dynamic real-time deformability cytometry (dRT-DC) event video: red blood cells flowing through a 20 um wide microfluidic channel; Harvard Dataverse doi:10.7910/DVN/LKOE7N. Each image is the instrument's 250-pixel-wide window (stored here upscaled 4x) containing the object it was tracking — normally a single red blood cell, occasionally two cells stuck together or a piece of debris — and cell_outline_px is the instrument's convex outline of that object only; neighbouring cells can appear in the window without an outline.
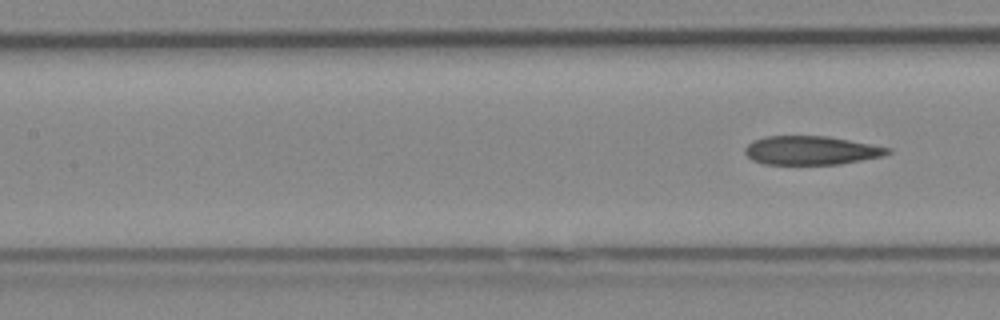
{"species": "Egyptian fruit bat (a non-hibernating species)", "species_latin": "Rousettus aegyptiacus", "temperature_condition": "cold", "stored_images_in_passage": 5, "segment_of_instrument_passage": [2, 2], "camera_frame_rate_fps": 3000, "um_per_image_px": 0.085, "animal": {"sex": "female"}, "frame": {"image": 1, "passage_image": 5, "time_ms": 1.333, "image_size_px": [1000, 320], "cell_outline_px": [[892, 152], [884, 156], [840, 164], [764, 164], [752, 160], [744, 152], [744, 148], [752, 140], [764, 136], [828, 136], [892, 148]], "centroid_in_image_um": [68.95, 12.78], "position_along_channel_um": 138.5, "area_um2": 24.04}}